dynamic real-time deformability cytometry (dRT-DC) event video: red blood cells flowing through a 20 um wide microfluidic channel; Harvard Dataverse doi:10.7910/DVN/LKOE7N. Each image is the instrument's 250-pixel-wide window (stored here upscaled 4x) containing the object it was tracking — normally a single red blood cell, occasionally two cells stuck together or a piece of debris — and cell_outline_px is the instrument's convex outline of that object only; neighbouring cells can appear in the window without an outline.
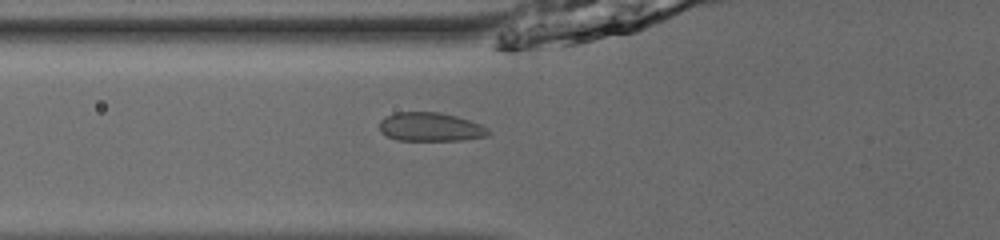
{"species": "common noctule bat (a hibernating species)", "species_latin": "Nyctalus noctula", "temperature_condition": "room temperature", "stored_images_in_passage": 54, "camera_frame_rate_fps": 3000, "um_per_image_px": 0.085, "animal": {"sex": "male", "body_mass_g": 13.0, "forearm_length_mm": 53.1}, "frame": {"image": 1, "passage_image": 22, "time_ms": 7.0, "image_size_px": [1000, 240], "cell_outline_px": [[492, 132], [488, 136], [464, 140], [396, 140], [380, 132], [380, 120], [384, 116], [396, 112], [440, 112], [456, 116], [480, 124], [488, 128]], "centroid_in_image_um": [36.59, 10.79], "position_along_channel_um": 89.2, "area_um2": 18.38}}
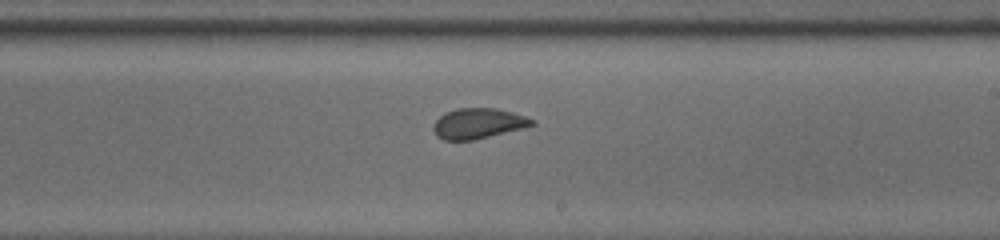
{"frame": {"image": 2, "passage_image": 34, "time_ms": 11.0, "image_size_px": [1000, 240], "cell_outline_px": [[536, 124], [472, 140], [444, 140], [436, 136], [432, 128], [436, 120], [444, 112], [456, 108], [496, 108], [512, 112], [536, 120]], "centroid_in_image_um": [40.6, 10.48], "position_along_channel_um": 248.4, "area_um2": 17.28}}
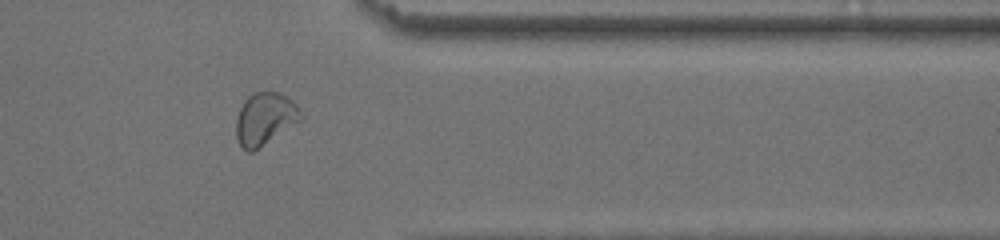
{"frame": {"image": 3, "passage_image": 45, "time_ms": 14.667, "image_size_px": [1000, 240], "cell_outline_px": [[304, 116], [300, 120], [252, 152], [248, 152], [240, 144], [236, 136], [236, 120], [240, 108], [244, 100], [252, 92], [276, 92], [288, 96], [296, 104]], "centroid_in_image_um": [22.51, 10.07], "position_along_channel_um": 388.9, "area_um2": 19.48}}